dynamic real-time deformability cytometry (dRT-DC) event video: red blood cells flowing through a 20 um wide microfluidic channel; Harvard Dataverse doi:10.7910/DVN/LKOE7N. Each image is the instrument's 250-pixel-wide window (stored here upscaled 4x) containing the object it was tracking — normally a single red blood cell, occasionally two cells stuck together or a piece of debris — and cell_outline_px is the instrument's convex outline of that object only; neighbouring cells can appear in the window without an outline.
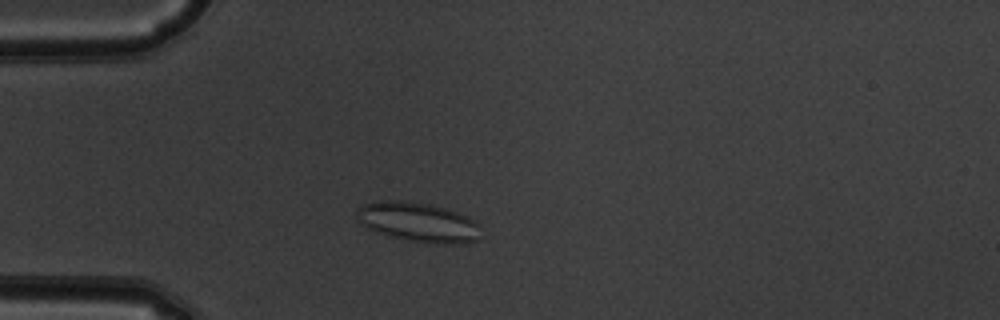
{"species": "common noctule bat (a hibernating species)", "species_latin": "Nyctalus noctula", "temperature_condition": "warm", "stored_images_in_passage": 46, "camera_frame_rate_fps": 3000, "um_per_image_px": 0.085, "animal": {"sex": "male", "body_mass_g": 19.5, "forearm_length_mm": 54.6}, "frame": {"image": 1, "passage_image": 9, "time_ms": 2.667, "image_size_px": [1000, 320], "cell_outline_px": [[480, 240], [456, 244], [432, 244], [408, 240], [376, 232], [360, 224], [356, 220], [356, 208], [364, 204], [376, 200], [400, 200], [432, 204], [456, 212], [476, 220], [480, 224]], "centroid_in_image_um": [35.54, 18.88], "position_along_channel_um": 49.5, "area_um2": 29.07}}
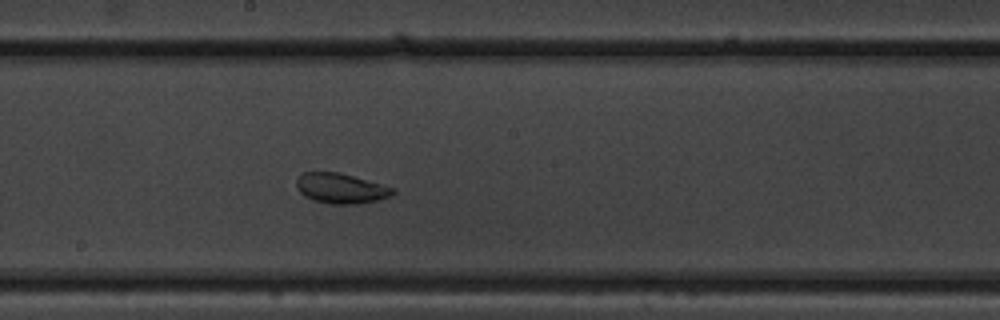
{"frame": {"image": 2, "passage_image": 23, "time_ms": 7.333, "image_size_px": [1000, 320], "cell_outline_px": [[396, 192], [388, 196], [376, 200], [360, 204], [328, 204], [312, 200], [304, 196], [296, 188], [296, 180], [304, 172], [340, 172], [396, 188]], "centroid_in_image_um": [28.96, 16.01], "position_along_channel_um": 219.2, "area_um2": 17.05}}
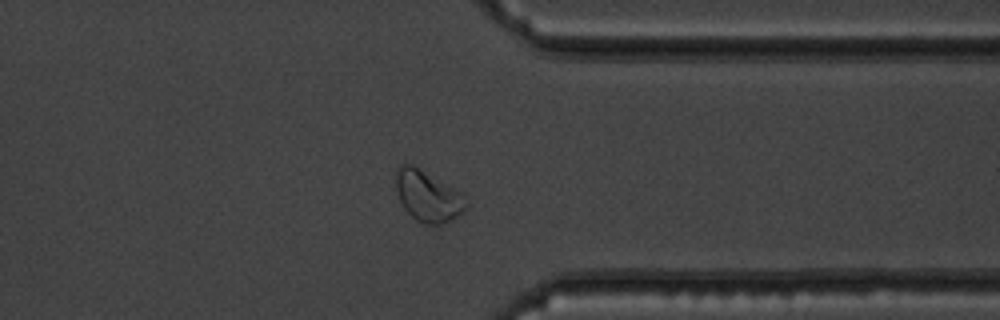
{"frame": {"image": 3, "passage_image": 35, "time_ms": 11.333, "image_size_px": [1000, 320], "cell_outline_px": [[468, 208], [464, 212], [444, 224], [424, 224], [416, 220], [404, 208], [400, 200], [396, 188], [396, 168], [400, 164], [412, 164], [460, 192], [464, 196], [468, 204]], "centroid_in_image_um": [36.37, 16.68], "position_along_channel_um": 375.0, "area_um2": 20.69}, "authors_computed_cell_mechanics": {"area_um2": 20.6635, "velocity_mm_per_s": 3.9589, "shape_relaxation_time_tau1_ms": null, "shape_relaxation_time_tau2_ms": 1.3313, "deformation_change_tau1": null, "deformation_change_tau2": 0.0737}}